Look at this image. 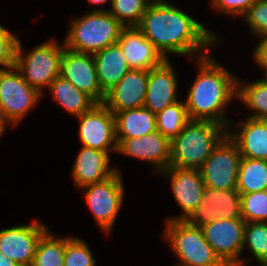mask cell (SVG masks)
Returning <instances> with one entry per match:
<instances>
[{
	"instance_id": "cell-1",
	"label": "cell",
	"mask_w": 267,
	"mask_h": 266,
	"mask_svg": "<svg viewBox=\"0 0 267 266\" xmlns=\"http://www.w3.org/2000/svg\"><path fill=\"white\" fill-rule=\"evenodd\" d=\"M137 27L165 60L167 53L203 57L211 45L218 44L214 33L169 2L147 7Z\"/></svg>"
},
{
	"instance_id": "cell-2",
	"label": "cell",
	"mask_w": 267,
	"mask_h": 266,
	"mask_svg": "<svg viewBox=\"0 0 267 266\" xmlns=\"http://www.w3.org/2000/svg\"><path fill=\"white\" fill-rule=\"evenodd\" d=\"M197 77L190 86L185 106L190 120L212 121L230 128L225 108L237 96V80L209 54L197 57Z\"/></svg>"
},
{
	"instance_id": "cell-3",
	"label": "cell",
	"mask_w": 267,
	"mask_h": 266,
	"mask_svg": "<svg viewBox=\"0 0 267 266\" xmlns=\"http://www.w3.org/2000/svg\"><path fill=\"white\" fill-rule=\"evenodd\" d=\"M227 129L212 121L190 120L170 141L169 167L199 169L227 135Z\"/></svg>"
},
{
	"instance_id": "cell-4",
	"label": "cell",
	"mask_w": 267,
	"mask_h": 266,
	"mask_svg": "<svg viewBox=\"0 0 267 266\" xmlns=\"http://www.w3.org/2000/svg\"><path fill=\"white\" fill-rule=\"evenodd\" d=\"M123 27L108 10L96 9L72 20L64 45L75 52L95 54L117 43Z\"/></svg>"
},
{
	"instance_id": "cell-5",
	"label": "cell",
	"mask_w": 267,
	"mask_h": 266,
	"mask_svg": "<svg viewBox=\"0 0 267 266\" xmlns=\"http://www.w3.org/2000/svg\"><path fill=\"white\" fill-rule=\"evenodd\" d=\"M164 238L179 258L176 266H221L224 264L205 240L201 227L186 220H167Z\"/></svg>"
},
{
	"instance_id": "cell-6",
	"label": "cell",
	"mask_w": 267,
	"mask_h": 266,
	"mask_svg": "<svg viewBox=\"0 0 267 266\" xmlns=\"http://www.w3.org/2000/svg\"><path fill=\"white\" fill-rule=\"evenodd\" d=\"M65 45H58L56 41L49 40L22 55L21 42L18 41L16 49L15 67L22 74L23 79L40 94L43 87L60 75L61 59Z\"/></svg>"
},
{
	"instance_id": "cell-7",
	"label": "cell",
	"mask_w": 267,
	"mask_h": 266,
	"mask_svg": "<svg viewBox=\"0 0 267 266\" xmlns=\"http://www.w3.org/2000/svg\"><path fill=\"white\" fill-rule=\"evenodd\" d=\"M241 153L227 134L199 168L205 187L237 189Z\"/></svg>"
},
{
	"instance_id": "cell-8",
	"label": "cell",
	"mask_w": 267,
	"mask_h": 266,
	"mask_svg": "<svg viewBox=\"0 0 267 266\" xmlns=\"http://www.w3.org/2000/svg\"><path fill=\"white\" fill-rule=\"evenodd\" d=\"M122 177L117 170L107 179L86 185L81 189H86L85 198L93 213L96 223L107 234L111 231L124 197Z\"/></svg>"
},
{
	"instance_id": "cell-9",
	"label": "cell",
	"mask_w": 267,
	"mask_h": 266,
	"mask_svg": "<svg viewBox=\"0 0 267 266\" xmlns=\"http://www.w3.org/2000/svg\"><path fill=\"white\" fill-rule=\"evenodd\" d=\"M243 218H221L201 226L205 240L223 263L246 266L240 257L244 249Z\"/></svg>"
},
{
	"instance_id": "cell-10",
	"label": "cell",
	"mask_w": 267,
	"mask_h": 266,
	"mask_svg": "<svg viewBox=\"0 0 267 266\" xmlns=\"http://www.w3.org/2000/svg\"><path fill=\"white\" fill-rule=\"evenodd\" d=\"M41 95L23 79L15 66L0 69V104L13 125L37 104Z\"/></svg>"
},
{
	"instance_id": "cell-11",
	"label": "cell",
	"mask_w": 267,
	"mask_h": 266,
	"mask_svg": "<svg viewBox=\"0 0 267 266\" xmlns=\"http://www.w3.org/2000/svg\"><path fill=\"white\" fill-rule=\"evenodd\" d=\"M76 118L80 120L79 139L82 146L117 153L115 116L103 103L96 104Z\"/></svg>"
},
{
	"instance_id": "cell-12",
	"label": "cell",
	"mask_w": 267,
	"mask_h": 266,
	"mask_svg": "<svg viewBox=\"0 0 267 266\" xmlns=\"http://www.w3.org/2000/svg\"><path fill=\"white\" fill-rule=\"evenodd\" d=\"M221 218H242L241 193L237 189L205 187L201 202L186 221L201 227Z\"/></svg>"
},
{
	"instance_id": "cell-13",
	"label": "cell",
	"mask_w": 267,
	"mask_h": 266,
	"mask_svg": "<svg viewBox=\"0 0 267 266\" xmlns=\"http://www.w3.org/2000/svg\"><path fill=\"white\" fill-rule=\"evenodd\" d=\"M60 75L97 104L104 102L105 94L98 84L94 55L64 48Z\"/></svg>"
},
{
	"instance_id": "cell-14",
	"label": "cell",
	"mask_w": 267,
	"mask_h": 266,
	"mask_svg": "<svg viewBox=\"0 0 267 266\" xmlns=\"http://www.w3.org/2000/svg\"><path fill=\"white\" fill-rule=\"evenodd\" d=\"M47 230L37 220L0 230V252L20 266H31L38 240Z\"/></svg>"
},
{
	"instance_id": "cell-15",
	"label": "cell",
	"mask_w": 267,
	"mask_h": 266,
	"mask_svg": "<svg viewBox=\"0 0 267 266\" xmlns=\"http://www.w3.org/2000/svg\"><path fill=\"white\" fill-rule=\"evenodd\" d=\"M171 180V190L183 214L167 220H186L203 198L205 185L199 169L168 167L161 172Z\"/></svg>"
},
{
	"instance_id": "cell-16",
	"label": "cell",
	"mask_w": 267,
	"mask_h": 266,
	"mask_svg": "<svg viewBox=\"0 0 267 266\" xmlns=\"http://www.w3.org/2000/svg\"><path fill=\"white\" fill-rule=\"evenodd\" d=\"M148 70L130 69L118 83L105 94L103 104L113 113L144 106Z\"/></svg>"
},
{
	"instance_id": "cell-17",
	"label": "cell",
	"mask_w": 267,
	"mask_h": 266,
	"mask_svg": "<svg viewBox=\"0 0 267 266\" xmlns=\"http://www.w3.org/2000/svg\"><path fill=\"white\" fill-rule=\"evenodd\" d=\"M117 143V153L148 161L154 164L159 172L169 167L170 140L158 131L141 138L117 139Z\"/></svg>"
},
{
	"instance_id": "cell-18",
	"label": "cell",
	"mask_w": 267,
	"mask_h": 266,
	"mask_svg": "<svg viewBox=\"0 0 267 266\" xmlns=\"http://www.w3.org/2000/svg\"><path fill=\"white\" fill-rule=\"evenodd\" d=\"M117 44L130 69L149 71L165 61L137 26L123 27Z\"/></svg>"
},
{
	"instance_id": "cell-19",
	"label": "cell",
	"mask_w": 267,
	"mask_h": 266,
	"mask_svg": "<svg viewBox=\"0 0 267 266\" xmlns=\"http://www.w3.org/2000/svg\"><path fill=\"white\" fill-rule=\"evenodd\" d=\"M176 78L169 59L149 70L144 107L157 114L167 106L178 102Z\"/></svg>"
},
{
	"instance_id": "cell-20",
	"label": "cell",
	"mask_w": 267,
	"mask_h": 266,
	"mask_svg": "<svg viewBox=\"0 0 267 266\" xmlns=\"http://www.w3.org/2000/svg\"><path fill=\"white\" fill-rule=\"evenodd\" d=\"M72 169V178L77 187L103 181L112 176L117 169L109 167V152L81 147Z\"/></svg>"
},
{
	"instance_id": "cell-21",
	"label": "cell",
	"mask_w": 267,
	"mask_h": 266,
	"mask_svg": "<svg viewBox=\"0 0 267 266\" xmlns=\"http://www.w3.org/2000/svg\"><path fill=\"white\" fill-rule=\"evenodd\" d=\"M227 133L237 144L242 157L267 160V120L246 118Z\"/></svg>"
},
{
	"instance_id": "cell-22",
	"label": "cell",
	"mask_w": 267,
	"mask_h": 266,
	"mask_svg": "<svg viewBox=\"0 0 267 266\" xmlns=\"http://www.w3.org/2000/svg\"><path fill=\"white\" fill-rule=\"evenodd\" d=\"M94 55L98 84L104 94L130 70L121 47L115 43Z\"/></svg>"
},
{
	"instance_id": "cell-23",
	"label": "cell",
	"mask_w": 267,
	"mask_h": 266,
	"mask_svg": "<svg viewBox=\"0 0 267 266\" xmlns=\"http://www.w3.org/2000/svg\"><path fill=\"white\" fill-rule=\"evenodd\" d=\"M114 116L116 139L141 138L157 131L155 114L144 106L122 110Z\"/></svg>"
},
{
	"instance_id": "cell-24",
	"label": "cell",
	"mask_w": 267,
	"mask_h": 266,
	"mask_svg": "<svg viewBox=\"0 0 267 266\" xmlns=\"http://www.w3.org/2000/svg\"><path fill=\"white\" fill-rule=\"evenodd\" d=\"M48 89L54 101L75 117L90 111L97 104L90 96L77 89L61 75L50 83Z\"/></svg>"
},
{
	"instance_id": "cell-25",
	"label": "cell",
	"mask_w": 267,
	"mask_h": 266,
	"mask_svg": "<svg viewBox=\"0 0 267 266\" xmlns=\"http://www.w3.org/2000/svg\"><path fill=\"white\" fill-rule=\"evenodd\" d=\"M241 194L267 190V160L242 157L237 176Z\"/></svg>"
},
{
	"instance_id": "cell-26",
	"label": "cell",
	"mask_w": 267,
	"mask_h": 266,
	"mask_svg": "<svg viewBox=\"0 0 267 266\" xmlns=\"http://www.w3.org/2000/svg\"><path fill=\"white\" fill-rule=\"evenodd\" d=\"M243 84L240 79L237 80L236 97L255 111L249 118L267 120V83L261 79L247 85Z\"/></svg>"
},
{
	"instance_id": "cell-27",
	"label": "cell",
	"mask_w": 267,
	"mask_h": 266,
	"mask_svg": "<svg viewBox=\"0 0 267 266\" xmlns=\"http://www.w3.org/2000/svg\"><path fill=\"white\" fill-rule=\"evenodd\" d=\"M65 237L56 238L47 230L38 240L31 266H64Z\"/></svg>"
},
{
	"instance_id": "cell-28",
	"label": "cell",
	"mask_w": 267,
	"mask_h": 266,
	"mask_svg": "<svg viewBox=\"0 0 267 266\" xmlns=\"http://www.w3.org/2000/svg\"><path fill=\"white\" fill-rule=\"evenodd\" d=\"M157 131L170 141L175 138L190 121L185 102H176L155 114Z\"/></svg>"
},
{
	"instance_id": "cell-29",
	"label": "cell",
	"mask_w": 267,
	"mask_h": 266,
	"mask_svg": "<svg viewBox=\"0 0 267 266\" xmlns=\"http://www.w3.org/2000/svg\"><path fill=\"white\" fill-rule=\"evenodd\" d=\"M245 244L259 264L267 263V222H246L244 247Z\"/></svg>"
},
{
	"instance_id": "cell-30",
	"label": "cell",
	"mask_w": 267,
	"mask_h": 266,
	"mask_svg": "<svg viewBox=\"0 0 267 266\" xmlns=\"http://www.w3.org/2000/svg\"><path fill=\"white\" fill-rule=\"evenodd\" d=\"M108 10L124 27L138 26L147 6L141 0H111Z\"/></svg>"
},
{
	"instance_id": "cell-31",
	"label": "cell",
	"mask_w": 267,
	"mask_h": 266,
	"mask_svg": "<svg viewBox=\"0 0 267 266\" xmlns=\"http://www.w3.org/2000/svg\"><path fill=\"white\" fill-rule=\"evenodd\" d=\"M245 222H267V190L241 194Z\"/></svg>"
},
{
	"instance_id": "cell-32",
	"label": "cell",
	"mask_w": 267,
	"mask_h": 266,
	"mask_svg": "<svg viewBox=\"0 0 267 266\" xmlns=\"http://www.w3.org/2000/svg\"><path fill=\"white\" fill-rule=\"evenodd\" d=\"M96 260L83 239L65 237L64 266H95Z\"/></svg>"
},
{
	"instance_id": "cell-33",
	"label": "cell",
	"mask_w": 267,
	"mask_h": 266,
	"mask_svg": "<svg viewBox=\"0 0 267 266\" xmlns=\"http://www.w3.org/2000/svg\"><path fill=\"white\" fill-rule=\"evenodd\" d=\"M244 19L254 35H267V0H256L244 14Z\"/></svg>"
},
{
	"instance_id": "cell-34",
	"label": "cell",
	"mask_w": 267,
	"mask_h": 266,
	"mask_svg": "<svg viewBox=\"0 0 267 266\" xmlns=\"http://www.w3.org/2000/svg\"><path fill=\"white\" fill-rule=\"evenodd\" d=\"M18 37L8 29L0 25V69H8L15 66ZM5 67V68H4Z\"/></svg>"
},
{
	"instance_id": "cell-35",
	"label": "cell",
	"mask_w": 267,
	"mask_h": 266,
	"mask_svg": "<svg viewBox=\"0 0 267 266\" xmlns=\"http://www.w3.org/2000/svg\"><path fill=\"white\" fill-rule=\"evenodd\" d=\"M255 1L256 0H211L210 3L217 12L227 13L236 17L238 15L244 16Z\"/></svg>"
},
{
	"instance_id": "cell-36",
	"label": "cell",
	"mask_w": 267,
	"mask_h": 266,
	"mask_svg": "<svg viewBox=\"0 0 267 266\" xmlns=\"http://www.w3.org/2000/svg\"><path fill=\"white\" fill-rule=\"evenodd\" d=\"M261 40L253 51V58L260 68L267 69V35L259 37Z\"/></svg>"
},
{
	"instance_id": "cell-37",
	"label": "cell",
	"mask_w": 267,
	"mask_h": 266,
	"mask_svg": "<svg viewBox=\"0 0 267 266\" xmlns=\"http://www.w3.org/2000/svg\"><path fill=\"white\" fill-rule=\"evenodd\" d=\"M9 124L13 125L11 121L6 117L4 109L0 104V136L3 135L5 128L8 127Z\"/></svg>"
},
{
	"instance_id": "cell-38",
	"label": "cell",
	"mask_w": 267,
	"mask_h": 266,
	"mask_svg": "<svg viewBox=\"0 0 267 266\" xmlns=\"http://www.w3.org/2000/svg\"><path fill=\"white\" fill-rule=\"evenodd\" d=\"M0 266H20L17 262L11 260L10 258L4 256L0 252Z\"/></svg>"
},
{
	"instance_id": "cell-39",
	"label": "cell",
	"mask_w": 267,
	"mask_h": 266,
	"mask_svg": "<svg viewBox=\"0 0 267 266\" xmlns=\"http://www.w3.org/2000/svg\"><path fill=\"white\" fill-rule=\"evenodd\" d=\"M147 7H151V6H155L157 4H161V3H164L166 1L164 0H141Z\"/></svg>"
},
{
	"instance_id": "cell-40",
	"label": "cell",
	"mask_w": 267,
	"mask_h": 266,
	"mask_svg": "<svg viewBox=\"0 0 267 266\" xmlns=\"http://www.w3.org/2000/svg\"><path fill=\"white\" fill-rule=\"evenodd\" d=\"M91 4H98V5H102L106 2H109L111 3V0H88Z\"/></svg>"
},
{
	"instance_id": "cell-41",
	"label": "cell",
	"mask_w": 267,
	"mask_h": 266,
	"mask_svg": "<svg viewBox=\"0 0 267 266\" xmlns=\"http://www.w3.org/2000/svg\"><path fill=\"white\" fill-rule=\"evenodd\" d=\"M221 266H237V265H234V264H231V263H224Z\"/></svg>"
},
{
	"instance_id": "cell-42",
	"label": "cell",
	"mask_w": 267,
	"mask_h": 266,
	"mask_svg": "<svg viewBox=\"0 0 267 266\" xmlns=\"http://www.w3.org/2000/svg\"><path fill=\"white\" fill-rule=\"evenodd\" d=\"M263 80L267 83V69L265 70V78Z\"/></svg>"
},
{
	"instance_id": "cell-43",
	"label": "cell",
	"mask_w": 267,
	"mask_h": 266,
	"mask_svg": "<svg viewBox=\"0 0 267 266\" xmlns=\"http://www.w3.org/2000/svg\"><path fill=\"white\" fill-rule=\"evenodd\" d=\"M260 266H267V263H260Z\"/></svg>"
}]
</instances>
